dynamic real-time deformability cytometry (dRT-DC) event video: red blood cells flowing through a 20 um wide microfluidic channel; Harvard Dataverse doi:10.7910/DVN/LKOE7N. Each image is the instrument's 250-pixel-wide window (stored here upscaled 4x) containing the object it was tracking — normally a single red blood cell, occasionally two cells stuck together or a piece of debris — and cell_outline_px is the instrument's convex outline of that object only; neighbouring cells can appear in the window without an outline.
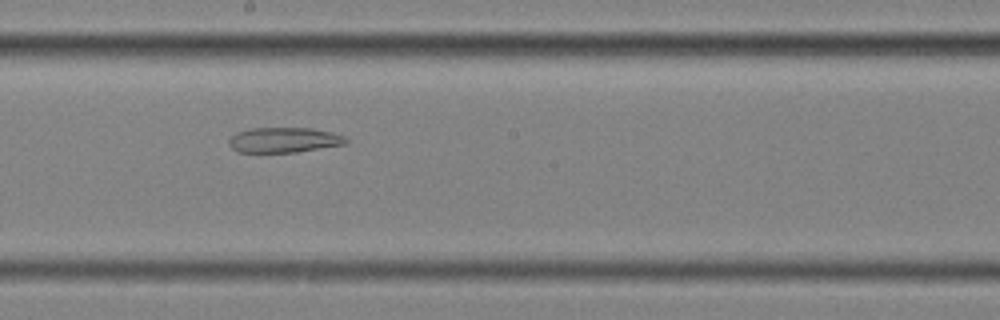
{"species": "common noctule bat (a hibernating species)", "species_latin": "Nyctalus noctula", "temperature_condition": "cold", "stored_images_in_passage": 53, "segment_of_instrument_passage": [2, 2], "camera_frame_rate_fps": 3000, "um_per_image_px": 0.085, "animal": {"sex": "female", "body_mass_g": 25.1}, "frame": {"image": 1, "passage_image": 32, "time_ms": 10.333, "image_size_px": [1000, 320], "cell_outline_px": [[348, 144], [296, 152], [236, 152], [228, 144], [228, 140], [236, 132], [252, 128], [312, 128], [332, 132], [344, 136], [348, 140]], "centroid_in_image_um": [24.15, 11.9], "position_along_channel_um": 224.1, "area_um2": 17.28}}
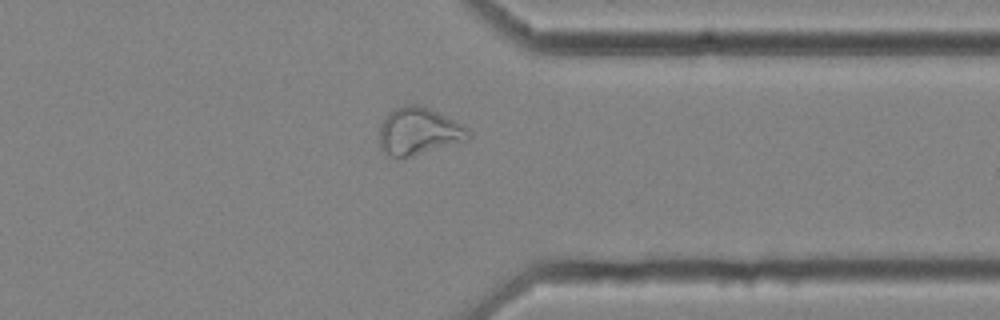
{"frame": {"image": 2, "passage_image": 45, "time_ms": 14.667, "image_size_px": [1000, 320], "cell_outline_px": [[472, 136], [468, 140], [408, 156], [388, 156], [380, 148], [380, 124], [392, 108], [404, 104], [416, 104], [428, 108], [468, 128], [472, 132]], "centroid_in_image_um": [35.57, 11.14], "position_along_channel_um": 375.8, "area_um2": 24.16}}